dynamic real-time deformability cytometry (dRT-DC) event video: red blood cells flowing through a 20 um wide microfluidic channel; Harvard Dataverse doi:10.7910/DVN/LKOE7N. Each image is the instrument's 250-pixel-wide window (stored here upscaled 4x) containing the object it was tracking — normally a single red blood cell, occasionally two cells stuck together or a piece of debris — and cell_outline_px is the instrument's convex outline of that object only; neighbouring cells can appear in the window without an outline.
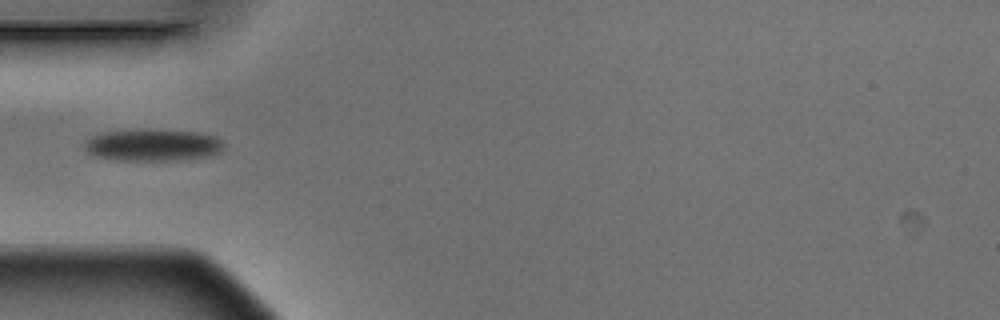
{"species": "Egyptian fruit bat (a non-hibernating species)", "species_latin": "Rousettus aegyptiacus", "temperature_condition": "warm", "stored_images_in_passage": 5, "camera_frame_rate_fps": 3000, "um_per_image_px": 0.085, "animal": {"sex": "male"}, "frame": {"image": 1, "passage_image": 5, "time_ms": 1.333, "image_size_px": [1000, 320], "cell_outline_px": [[224, 148], [220, 152], [212, 156], [180, 160], [116, 160], [96, 156], [88, 152], [84, 144], [92, 136], [104, 132], [148, 128], [196, 132], [216, 136], [224, 144]], "centroid_in_image_um": [13.04, 12.32], "position_along_channel_um": 72.0, "area_um2": 26.18}}